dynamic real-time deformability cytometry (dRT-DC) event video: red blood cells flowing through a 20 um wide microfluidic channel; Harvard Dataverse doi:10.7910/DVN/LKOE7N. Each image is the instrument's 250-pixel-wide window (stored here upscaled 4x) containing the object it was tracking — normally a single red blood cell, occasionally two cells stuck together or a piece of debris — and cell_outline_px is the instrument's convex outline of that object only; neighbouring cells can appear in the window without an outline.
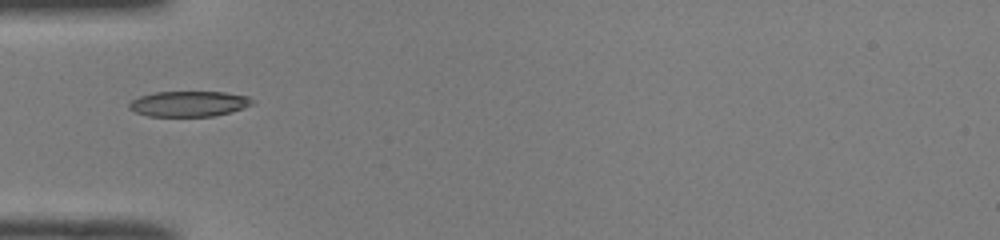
{"species": "common noctule bat (a hibernating species)", "species_latin": "Nyctalus noctula", "temperature_condition": "room temperature", "stored_images_in_passage": 35, "camera_frame_rate_fps": 3000, "um_per_image_px": 0.085, "animal": {"sex": "male", "body_mass_g": 19.0, "forearm_length_mm": 50.8}, "frame": {"image": 1, "passage_image": 1, "time_ms": 0.0, "image_size_px": [1000, 240], "cell_outline_px": [[252, 104], [228, 112], [212, 116], [148, 116], [136, 112], [128, 108], [128, 104], [132, 100], [140, 96], [156, 92], [224, 92], [248, 96], [252, 100]], "centroid_in_image_um": [16.0, 8.82], "position_along_channel_um": 69.0, "area_um2": 17.98}}
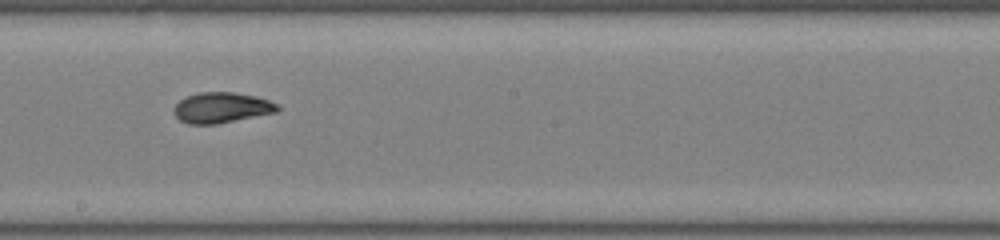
{"frame": {"image": 2, "passage_image": 13, "time_ms": 4.0, "image_size_px": [1000, 240], "cell_outline_px": [[280, 108], [276, 112], [216, 124], [188, 124], [180, 120], [172, 112], [172, 108], [180, 100], [188, 96], [200, 92], [232, 92], [256, 96], [268, 100], [276, 104]], "centroid_in_image_um": [18.79, 9.15], "position_along_channel_um": 229.4, "area_um2": 18.32}}
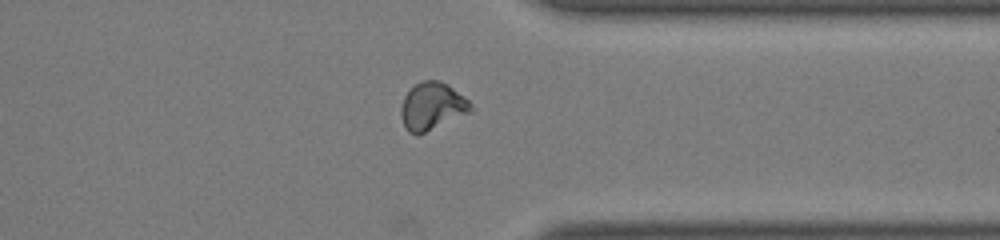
{"frame": {"image": 3, "passage_image": 24, "time_ms": 7.667, "image_size_px": [1000, 240], "cell_outline_px": [[476, 108], [472, 112], [416, 136], [408, 132], [404, 128], [400, 116], [400, 108], [404, 96], [408, 88], [420, 80], [440, 80], [448, 84], [464, 96]], "centroid_in_image_um": [36.72, 9.03], "position_along_channel_um": 374.7, "area_um2": 19.94}, "authors_computed_cell_mechanics": {"area_um2": 18.3804, "velocity_mm_per_s": 4.025, "shape_relaxation_time_tau1_ms": null, "shape_relaxation_time_tau2_ms": 1.8439, "deformation_change_tau1": null, "deformation_change_tau2": 0.0601}}